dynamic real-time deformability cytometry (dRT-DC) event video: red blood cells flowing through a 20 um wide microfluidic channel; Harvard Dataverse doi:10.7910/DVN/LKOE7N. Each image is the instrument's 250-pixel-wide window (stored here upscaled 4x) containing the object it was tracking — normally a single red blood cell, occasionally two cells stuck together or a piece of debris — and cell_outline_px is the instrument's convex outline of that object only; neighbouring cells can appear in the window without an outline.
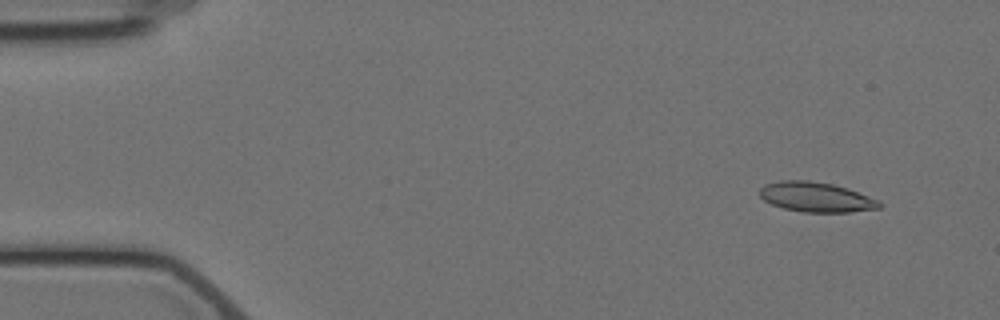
{"species": "Egyptian fruit bat (a non-hibernating species)", "species_latin": "Rousettus aegyptiacus", "temperature_condition": "cold", "stored_images_in_passage": 12, "camera_frame_rate_fps": 3000, "um_per_image_px": 0.085, "animal": {"sex": "female"}, "frame": {"image": 1, "passage_image": 1, "time_ms": 0.0, "image_size_px": [1000, 320], "cell_outline_px": [[884, 204], [880, 208], [852, 212], [804, 212], [784, 208], [772, 204], [764, 200], [760, 196], [760, 188], [764, 184], [780, 180], [808, 180], [832, 184], [848, 188], [880, 200]], "centroid_in_image_um": [69.4, 16.75], "position_along_channel_um": 15.6, "area_um2": 20.98}}
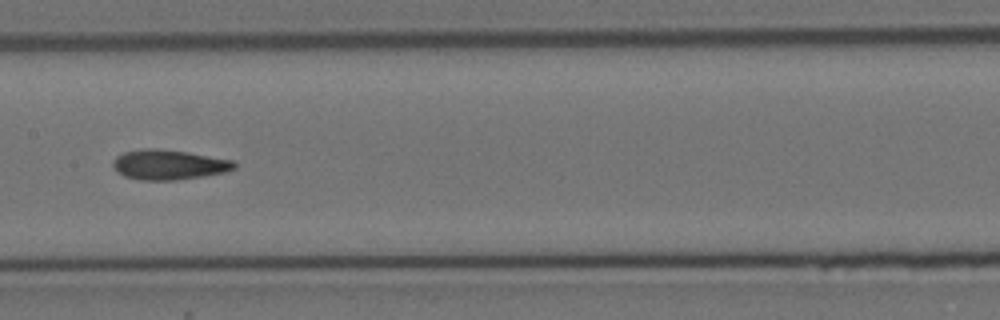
{"frame": {"image": 2, "passage_image": 7, "time_ms": 8.0, "image_size_px": [1000, 320], "cell_outline_px": [[236, 168], [224, 172], [204, 176], [176, 180], [140, 180], [124, 176], [112, 164], [112, 160], [116, 156], [124, 152], [144, 148], [156, 148], [188, 152], [232, 160], [236, 164]], "centroid_in_image_um": [14.34, 13.99], "position_along_channel_um": 193.1, "area_um2": 21.1}}
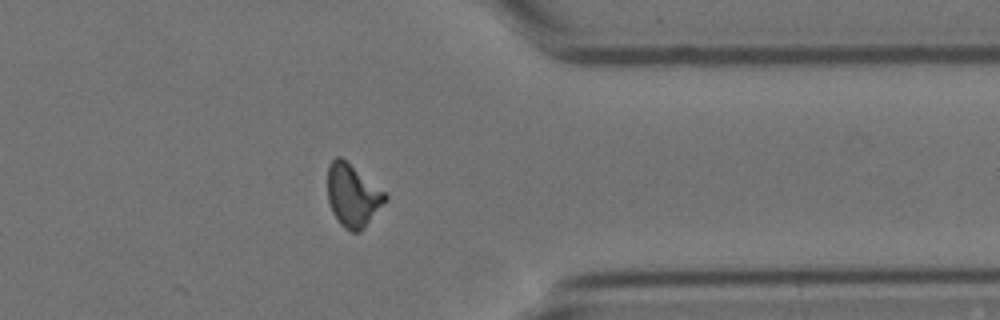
{"frame": {"image": 3, "passage_image": 12, "time_ms": 13.667, "image_size_px": [1000, 320], "cell_outline_px": [[388, 196], [364, 228], [360, 232], [352, 232], [344, 228], [340, 224], [332, 212], [328, 200], [328, 164], [336, 156], [340, 156], [384, 192]], "centroid_in_image_um": [29.93, 16.62], "position_along_channel_um": 381.5, "area_um2": 20.52}, "authors_computed_cell_mechanics": {"area_um2": 21.0392, "velocity_mm_per_s": 3.5175, "shape_relaxation_time_tau1_ms": 8.4577, "shape_relaxation_time_tau2_ms": 2.5851, "deformation_change_tau1": 0.1709, "deformation_change_tau2": 0.0618}}